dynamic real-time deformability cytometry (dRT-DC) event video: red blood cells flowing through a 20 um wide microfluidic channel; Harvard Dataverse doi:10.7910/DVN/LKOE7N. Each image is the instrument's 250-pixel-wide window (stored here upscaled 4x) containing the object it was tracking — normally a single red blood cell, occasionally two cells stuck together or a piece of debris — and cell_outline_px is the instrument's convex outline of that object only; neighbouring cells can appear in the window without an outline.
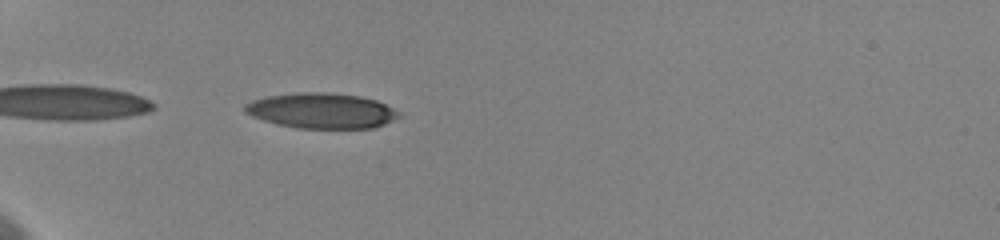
{"species": "human", "species_latin": "Homo sapiens", "temperature_condition": "cold", "stored_images_in_passage": 25, "camera_frame_rate_fps": 3000, "um_per_image_px": 0.085, "donor": {"sex": "female"}, "frame": {"image": 1, "passage_image": 1, "time_ms": 0.0, "image_size_px": [1000, 240], "cell_outline_px": [[400, 116], [384, 124], [372, 128], [296, 128], [276, 124], [252, 116], [244, 112], [244, 104], [252, 100], [264, 96], [296, 92], [324, 92], [360, 96], [376, 100], [400, 112]], "centroid_in_image_um": [27.28, 9.4], "position_along_channel_um": 57.7, "area_um2": 31.79}}
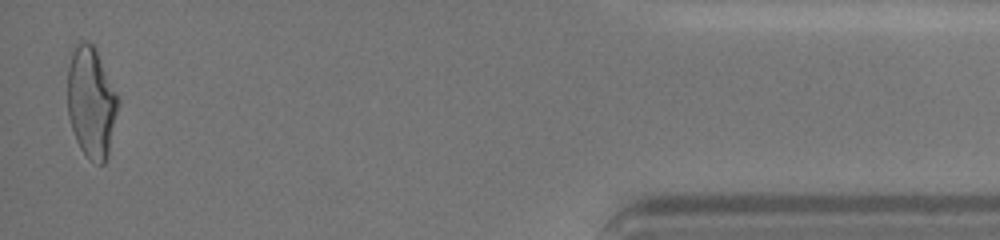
{"frame": {"image": 2, "passage_image": 25, "time_ms": 12.333, "image_size_px": [1000, 240], "cell_outline_px": [[120, 100], [108, 156], [104, 164], [100, 164], [92, 160], [80, 148], [76, 140], [68, 116], [68, 68], [72, 52], [76, 44], [80, 40], [88, 40], [96, 48]], "centroid_in_image_um": [7.77, 8.66], "position_along_channel_um": 427.4, "area_um2": 32.71}, "authors_computed_cell_mechanics": {"area_um2": 32.7148, "velocity_mm_per_s": 3.6481, "shape_relaxation_time_tau1_ms": 3.3467, "shape_relaxation_time_tau2_ms": 1.3974, "deformation_change_tau1": 0.1597, "deformation_change_tau2": 0.0828}}